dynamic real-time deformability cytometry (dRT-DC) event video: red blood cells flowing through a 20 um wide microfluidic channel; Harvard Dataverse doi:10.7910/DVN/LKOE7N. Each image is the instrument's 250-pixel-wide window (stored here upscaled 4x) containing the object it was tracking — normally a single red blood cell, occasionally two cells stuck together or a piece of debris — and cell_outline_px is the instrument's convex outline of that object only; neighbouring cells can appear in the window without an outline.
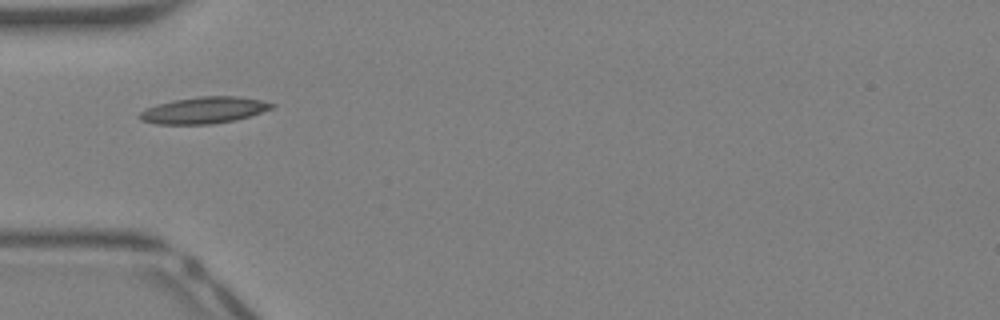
{"species": "Egyptian fruit bat (a non-hibernating species)", "species_latin": "Rousettus aegyptiacus", "temperature_condition": "warm", "stored_images_in_passage": 29, "camera_frame_rate_fps": 3000, "um_per_image_px": 0.085, "animal": {"sex": "female"}, "frame": {"image": 1, "passage_image": 1, "time_ms": 0.0, "image_size_px": [1000, 320], "cell_outline_px": [[276, 104], [272, 108], [236, 120], [212, 124], [156, 124], [140, 120], [136, 116], [140, 112], [156, 104], [172, 100], [200, 96], [236, 96], [260, 100]], "centroid_in_image_um": [17.28, 9.37], "position_along_channel_um": 67.7, "area_um2": 20.4}}
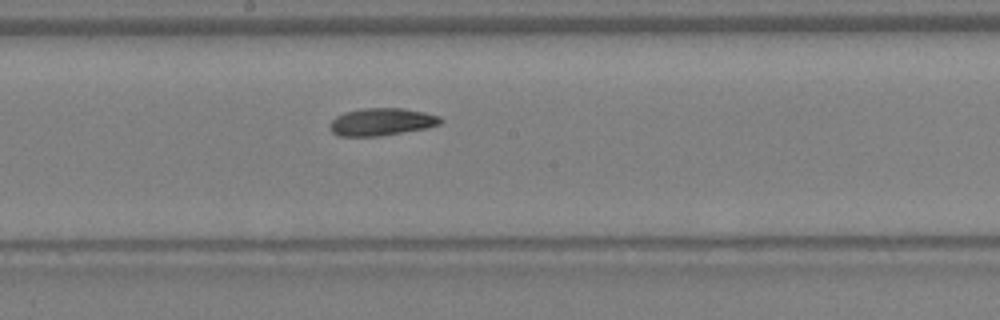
{"frame": {"image": 2, "passage_image": 10, "time_ms": 3.0, "image_size_px": [1000, 320], "cell_outline_px": [[444, 120], [440, 124], [424, 128], [380, 136], [340, 136], [332, 132], [328, 128], [328, 124], [336, 116], [344, 112], [364, 108], [400, 108], [424, 112], [440, 116]], "centroid_in_image_um": [32.4, 10.35], "position_along_channel_um": 215.8, "area_um2": 17.69}}
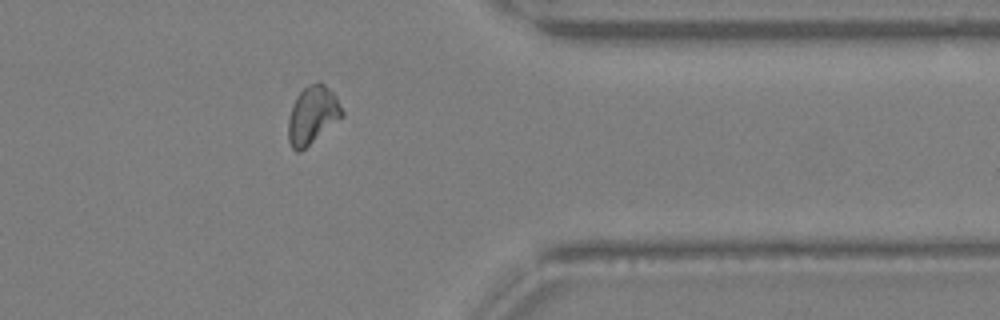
{"frame": {"image": 3, "passage_image": 21, "time_ms": 6.667, "image_size_px": [1000, 320], "cell_outline_px": [[344, 116], [300, 152], [296, 152], [292, 148], [288, 140], [288, 116], [292, 104], [296, 96], [308, 84], [316, 80], [320, 80], [336, 96], [344, 112]], "centroid_in_image_um": [26.55, 9.76], "position_along_channel_um": 384.9, "area_um2": 18.38}, "authors_computed_cell_mechanics": {"area_um2": 17.7446, "velocity_mm_per_s": 4.9577, "shape_relaxation_time_tau1_ms": null, "shape_relaxation_time_tau2_ms": 2.3294, "deformation_change_tau1": null, "deformation_change_tau2": 0.0804}}